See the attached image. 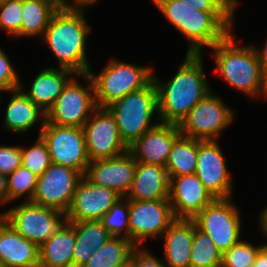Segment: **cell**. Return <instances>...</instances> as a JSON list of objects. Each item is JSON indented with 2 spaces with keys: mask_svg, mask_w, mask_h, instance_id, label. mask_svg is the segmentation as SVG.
Listing matches in <instances>:
<instances>
[{
  "mask_svg": "<svg viewBox=\"0 0 267 267\" xmlns=\"http://www.w3.org/2000/svg\"><path fill=\"white\" fill-rule=\"evenodd\" d=\"M202 57L203 54L186 53L179 70L166 83L153 73L160 122L180 125L191 109L211 91Z\"/></svg>",
  "mask_w": 267,
  "mask_h": 267,
  "instance_id": "cell-1",
  "label": "cell"
},
{
  "mask_svg": "<svg viewBox=\"0 0 267 267\" xmlns=\"http://www.w3.org/2000/svg\"><path fill=\"white\" fill-rule=\"evenodd\" d=\"M189 41L186 53L202 54L233 31L235 11H199L181 0H151Z\"/></svg>",
  "mask_w": 267,
  "mask_h": 267,
  "instance_id": "cell-2",
  "label": "cell"
},
{
  "mask_svg": "<svg viewBox=\"0 0 267 267\" xmlns=\"http://www.w3.org/2000/svg\"><path fill=\"white\" fill-rule=\"evenodd\" d=\"M84 10L59 8L52 16L42 40L59 63L76 77L91 69L87 60V36L91 31Z\"/></svg>",
  "mask_w": 267,
  "mask_h": 267,
  "instance_id": "cell-3",
  "label": "cell"
},
{
  "mask_svg": "<svg viewBox=\"0 0 267 267\" xmlns=\"http://www.w3.org/2000/svg\"><path fill=\"white\" fill-rule=\"evenodd\" d=\"M232 31L211 50L216 72L225 81L250 97L267 98V76L253 45H236Z\"/></svg>",
  "mask_w": 267,
  "mask_h": 267,
  "instance_id": "cell-4",
  "label": "cell"
},
{
  "mask_svg": "<svg viewBox=\"0 0 267 267\" xmlns=\"http://www.w3.org/2000/svg\"><path fill=\"white\" fill-rule=\"evenodd\" d=\"M106 108L115 117L120 137L128 147L160 123L159 120L155 124L151 123L152 116L159 114L157 88L153 80L144 88L127 94Z\"/></svg>",
  "mask_w": 267,
  "mask_h": 267,
  "instance_id": "cell-5",
  "label": "cell"
},
{
  "mask_svg": "<svg viewBox=\"0 0 267 267\" xmlns=\"http://www.w3.org/2000/svg\"><path fill=\"white\" fill-rule=\"evenodd\" d=\"M150 66L130 64L118 59L110 60L99 74L89 70L97 106L106 108L129 93L138 91L153 80Z\"/></svg>",
  "mask_w": 267,
  "mask_h": 267,
  "instance_id": "cell-6",
  "label": "cell"
},
{
  "mask_svg": "<svg viewBox=\"0 0 267 267\" xmlns=\"http://www.w3.org/2000/svg\"><path fill=\"white\" fill-rule=\"evenodd\" d=\"M0 216L22 237L39 247L66 222L64 212L31 201L19 203Z\"/></svg>",
  "mask_w": 267,
  "mask_h": 267,
  "instance_id": "cell-7",
  "label": "cell"
},
{
  "mask_svg": "<svg viewBox=\"0 0 267 267\" xmlns=\"http://www.w3.org/2000/svg\"><path fill=\"white\" fill-rule=\"evenodd\" d=\"M88 82V88L74 77L64 86L53 106L46 113V122L58 126L81 127L98 108L91 76L79 75Z\"/></svg>",
  "mask_w": 267,
  "mask_h": 267,
  "instance_id": "cell-8",
  "label": "cell"
},
{
  "mask_svg": "<svg viewBox=\"0 0 267 267\" xmlns=\"http://www.w3.org/2000/svg\"><path fill=\"white\" fill-rule=\"evenodd\" d=\"M233 111L211 90L181 122V135L201 141L217 140L221 131L234 122Z\"/></svg>",
  "mask_w": 267,
  "mask_h": 267,
  "instance_id": "cell-9",
  "label": "cell"
},
{
  "mask_svg": "<svg viewBox=\"0 0 267 267\" xmlns=\"http://www.w3.org/2000/svg\"><path fill=\"white\" fill-rule=\"evenodd\" d=\"M240 215L231 197L214 199L193 220L223 254L241 239Z\"/></svg>",
  "mask_w": 267,
  "mask_h": 267,
  "instance_id": "cell-10",
  "label": "cell"
},
{
  "mask_svg": "<svg viewBox=\"0 0 267 267\" xmlns=\"http://www.w3.org/2000/svg\"><path fill=\"white\" fill-rule=\"evenodd\" d=\"M39 136L46 143L53 163L85 175L90 161L83 128L58 126L45 121Z\"/></svg>",
  "mask_w": 267,
  "mask_h": 267,
  "instance_id": "cell-11",
  "label": "cell"
},
{
  "mask_svg": "<svg viewBox=\"0 0 267 267\" xmlns=\"http://www.w3.org/2000/svg\"><path fill=\"white\" fill-rule=\"evenodd\" d=\"M175 220L169 199L129 200V240L136 247L145 239L160 238Z\"/></svg>",
  "mask_w": 267,
  "mask_h": 267,
  "instance_id": "cell-12",
  "label": "cell"
},
{
  "mask_svg": "<svg viewBox=\"0 0 267 267\" xmlns=\"http://www.w3.org/2000/svg\"><path fill=\"white\" fill-rule=\"evenodd\" d=\"M83 130L89 161L114 158L128 151L115 117L107 108L98 107L85 122Z\"/></svg>",
  "mask_w": 267,
  "mask_h": 267,
  "instance_id": "cell-13",
  "label": "cell"
},
{
  "mask_svg": "<svg viewBox=\"0 0 267 267\" xmlns=\"http://www.w3.org/2000/svg\"><path fill=\"white\" fill-rule=\"evenodd\" d=\"M82 177L78 171L52 162L48 169L38 176L31 202L66 214Z\"/></svg>",
  "mask_w": 267,
  "mask_h": 267,
  "instance_id": "cell-14",
  "label": "cell"
},
{
  "mask_svg": "<svg viewBox=\"0 0 267 267\" xmlns=\"http://www.w3.org/2000/svg\"><path fill=\"white\" fill-rule=\"evenodd\" d=\"M217 140H198V161L195 174L215 199L231 198L232 178Z\"/></svg>",
  "mask_w": 267,
  "mask_h": 267,
  "instance_id": "cell-15",
  "label": "cell"
},
{
  "mask_svg": "<svg viewBox=\"0 0 267 267\" xmlns=\"http://www.w3.org/2000/svg\"><path fill=\"white\" fill-rule=\"evenodd\" d=\"M121 198L116 191L98 186L83 176L66 213V222L100 220Z\"/></svg>",
  "mask_w": 267,
  "mask_h": 267,
  "instance_id": "cell-16",
  "label": "cell"
},
{
  "mask_svg": "<svg viewBox=\"0 0 267 267\" xmlns=\"http://www.w3.org/2000/svg\"><path fill=\"white\" fill-rule=\"evenodd\" d=\"M136 167V160L127 151L114 158L90 161L84 176L90 182L112 189L125 197L131 189Z\"/></svg>",
  "mask_w": 267,
  "mask_h": 267,
  "instance_id": "cell-17",
  "label": "cell"
},
{
  "mask_svg": "<svg viewBox=\"0 0 267 267\" xmlns=\"http://www.w3.org/2000/svg\"><path fill=\"white\" fill-rule=\"evenodd\" d=\"M214 199L195 173L170 178L169 202L176 219H194Z\"/></svg>",
  "mask_w": 267,
  "mask_h": 267,
  "instance_id": "cell-18",
  "label": "cell"
},
{
  "mask_svg": "<svg viewBox=\"0 0 267 267\" xmlns=\"http://www.w3.org/2000/svg\"><path fill=\"white\" fill-rule=\"evenodd\" d=\"M180 135L179 125L160 122L135 140L128 152L136 162L165 167L171 147Z\"/></svg>",
  "mask_w": 267,
  "mask_h": 267,
  "instance_id": "cell-19",
  "label": "cell"
},
{
  "mask_svg": "<svg viewBox=\"0 0 267 267\" xmlns=\"http://www.w3.org/2000/svg\"><path fill=\"white\" fill-rule=\"evenodd\" d=\"M2 267H39V246L22 237L0 216Z\"/></svg>",
  "mask_w": 267,
  "mask_h": 267,
  "instance_id": "cell-20",
  "label": "cell"
},
{
  "mask_svg": "<svg viewBox=\"0 0 267 267\" xmlns=\"http://www.w3.org/2000/svg\"><path fill=\"white\" fill-rule=\"evenodd\" d=\"M170 179L165 167L137 162L134 180L125 196L128 200L169 199Z\"/></svg>",
  "mask_w": 267,
  "mask_h": 267,
  "instance_id": "cell-21",
  "label": "cell"
},
{
  "mask_svg": "<svg viewBox=\"0 0 267 267\" xmlns=\"http://www.w3.org/2000/svg\"><path fill=\"white\" fill-rule=\"evenodd\" d=\"M72 74L74 75L67 69L46 67L39 71L28 91L25 92L22 81L19 88L35 105L47 113L72 78Z\"/></svg>",
  "mask_w": 267,
  "mask_h": 267,
  "instance_id": "cell-22",
  "label": "cell"
},
{
  "mask_svg": "<svg viewBox=\"0 0 267 267\" xmlns=\"http://www.w3.org/2000/svg\"><path fill=\"white\" fill-rule=\"evenodd\" d=\"M195 221L176 219L162 235L165 267H190Z\"/></svg>",
  "mask_w": 267,
  "mask_h": 267,
  "instance_id": "cell-23",
  "label": "cell"
},
{
  "mask_svg": "<svg viewBox=\"0 0 267 267\" xmlns=\"http://www.w3.org/2000/svg\"><path fill=\"white\" fill-rule=\"evenodd\" d=\"M9 92L11 96L5 111L3 128L9 132L25 133L41 121L39 136L46 121V113L35 105L20 88Z\"/></svg>",
  "mask_w": 267,
  "mask_h": 267,
  "instance_id": "cell-24",
  "label": "cell"
},
{
  "mask_svg": "<svg viewBox=\"0 0 267 267\" xmlns=\"http://www.w3.org/2000/svg\"><path fill=\"white\" fill-rule=\"evenodd\" d=\"M74 228L65 222L39 247V267H73Z\"/></svg>",
  "mask_w": 267,
  "mask_h": 267,
  "instance_id": "cell-25",
  "label": "cell"
},
{
  "mask_svg": "<svg viewBox=\"0 0 267 267\" xmlns=\"http://www.w3.org/2000/svg\"><path fill=\"white\" fill-rule=\"evenodd\" d=\"M59 8L60 4L54 0H22L21 36L43 37Z\"/></svg>",
  "mask_w": 267,
  "mask_h": 267,
  "instance_id": "cell-26",
  "label": "cell"
},
{
  "mask_svg": "<svg viewBox=\"0 0 267 267\" xmlns=\"http://www.w3.org/2000/svg\"><path fill=\"white\" fill-rule=\"evenodd\" d=\"M198 161V140L180 135L173 143L165 168L171 177L194 174Z\"/></svg>",
  "mask_w": 267,
  "mask_h": 267,
  "instance_id": "cell-27",
  "label": "cell"
},
{
  "mask_svg": "<svg viewBox=\"0 0 267 267\" xmlns=\"http://www.w3.org/2000/svg\"><path fill=\"white\" fill-rule=\"evenodd\" d=\"M137 247L124 237L111 236L82 267H121L130 261Z\"/></svg>",
  "mask_w": 267,
  "mask_h": 267,
  "instance_id": "cell-28",
  "label": "cell"
},
{
  "mask_svg": "<svg viewBox=\"0 0 267 267\" xmlns=\"http://www.w3.org/2000/svg\"><path fill=\"white\" fill-rule=\"evenodd\" d=\"M222 253L210 237L195 222L190 252V267H221Z\"/></svg>",
  "mask_w": 267,
  "mask_h": 267,
  "instance_id": "cell-29",
  "label": "cell"
},
{
  "mask_svg": "<svg viewBox=\"0 0 267 267\" xmlns=\"http://www.w3.org/2000/svg\"><path fill=\"white\" fill-rule=\"evenodd\" d=\"M68 223L74 228V247L92 248L96 251L111 237L99 220Z\"/></svg>",
  "mask_w": 267,
  "mask_h": 267,
  "instance_id": "cell-30",
  "label": "cell"
},
{
  "mask_svg": "<svg viewBox=\"0 0 267 267\" xmlns=\"http://www.w3.org/2000/svg\"><path fill=\"white\" fill-rule=\"evenodd\" d=\"M99 221L111 236L129 239V200L119 199Z\"/></svg>",
  "mask_w": 267,
  "mask_h": 267,
  "instance_id": "cell-31",
  "label": "cell"
},
{
  "mask_svg": "<svg viewBox=\"0 0 267 267\" xmlns=\"http://www.w3.org/2000/svg\"><path fill=\"white\" fill-rule=\"evenodd\" d=\"M38 176L22 165L8 176V203L27 195L26 201H32Z\"/></svg>",
  "mask_w": 267,
  "mask_h": 267,
  "instance_id": "cell-32",
  "label": "cell"
},
{
  "mask_svg": "<svg viewBox=\"0 0 267 267\" xmlns=\"http://www.w3.org/2000/svg\"><path fill=\"white\" fill-rule=\"evenodd\" d=\"M22 166L41 176L51 165L48 147L40 136L30 148L21 146Z\"/></svg>",
  "mask_w": 267,
  "mask_h": 267,
  "instance_id": "cell-33",
  "label": "cell"
},
{
  "mask_svg": "<svg viewBox=\"0 0 267 267\" xmlns=\"http://www.w3.org/2000/svg\"><path fill=\"white\" fill-rule=\"evenodd\" d=\"M240 240L222 254L221 267H251L259 249L263 246Z\"/></svg>",
  "mask_w": 267,
  "mask_h": 267,
  "instance_id": "cell-34",
  "label": "cell"
},
{
  "mask_svg": "<svg viewBox=\"0 0 267 267\" xmlns=\"http://www.w3.org/2000/svg\"><path fill=\"white\" fill-rule=\"evenodd\" d=\"M22 0H0V29L21 36Z\"/></svg>",
  "mask_w": 267,
  "mask_h": 267,
  "instance_id": "cell-35",
  "label": "cell"
},
{
  "mask_svg": "<svg viewBox=\"0 0 267 267\" xmlns=\"http://www.w3.org/2000/svg\"><path fill=\"white\" fill-rule=\"evenodd\" d=\"M16 69L12 66L8 54L0 48V90L9 92L18 89L21 84Z\"/></svg>",
  "mask_w": 267,
  "mask_h": 267,
  "instance_id": "cell-36",
  "label": "cell"
},
{
  "mask_svg": "<svg viewBox=\"0 0 267 267\" xmlns=\"http://www.w3.org/2000/svg\"><path fill=\"white\" fill-rule=\"evenodd\" d=\"M21 165V146L0 145V174L8 177Z\"/></svg>",
  "mask_w": 267,
  "mask_h": 267,
  "instance_id": "cell-37",
  "label": "cell"
},
{
  "mask_svg": "<svg viewBox=\"0 0 267 267\" xmlns=\"http://www.w3.org/2000/svg\"><path fill=\"white\" fill-rule=\"evenodd\" d=\"M199 11H236L238 0H181Z\"/></svg>",
  "mask_w": 267,
  "mask_h": 267,
  "instance_id": "cell-38",
  "label": "cell"
},
{
  "mask_svg": "<svg viewBox=\"0 0 267 267\" xmlns=\"http://www.w3.org/2000/svg\"><path fill=\"white\" fill-rule=\"evenodd\" d=\"M129 262L133 267H165L164 261L142 247H137L133 251Z\"/></svg>",
  "mask_w": 267,
  "mask_h": 267,
  "instance_id": "cell-39",
  "label": "cell"
},
{
  "mask_svg": "<svg viewBox=\"0 0 267 267\" xmlns=\"http://www.w3.org/2000/svg\"><path fill=\"white\" fill-rule=\"evenodd\" d=\"M92 248L74 247L73 249V267H82L93 255Z\"/></svg>",
  "mask_w": 267,
  "mask_h": 267,
  "instance_id": "cell-40",
  "label": "cell"
},
{
  "mask_svg": "<svg viewBox=\"0 0 267 267\" xmlns=\"http://www.w3.org/2000/svg\"><path fill=\"white\" fill-rule=\"evenodd\" d=\"M97 1L99 0H62L60 8L85 10L86 8L84 7H88L89 5L95 4Z\"/></svg>",
  "mask_w": 267,
  "mask_h": 267,
  "instance_id": "cell-41",
  "label": "cell"
},
{
  "mask_svg": "<svg viewBox=\"0 0 267 267\" xmlns=\"http://www.w3.org/2000/svg\"><path fill=\"white\" fill-rule=\"evenodd\" d=\"M8 203V177L0 174V206Z\"/></svg>",
  "mask_w": 267,
  "mask_h": 267,
  "instance_id": "cell-42",
  "label": "cell"
},
{
  "mask_svg": "<svg viewBox=\"0 0 267 267\" xmlns=\"http://www.w3.org/2000/svg\"><path fill=\"white\" fill-rule=\"evenodd\" d=\"M251 267H267V245L264 244L258 251L255 262Z\"/></svg>",
  "mask_w": 267,
  "mask_h": 267,
  "instance_id": "cell-43",
  "label": "cell"
},
{
  "mask_svg": "<svg viewBox=\"0 0 267 267\" xmlns=\"http://www.w3.org/2000/svg\"><path fill=\"white\" fill-rule=\"evenodd\" d=\"M254 48L260 61L262 71L267 76V41L265 45L261 48V50L258 48L256 49V47Z\"/></svg>",
  "mask_w": 267,
  "mask_h": 267,
  "instance_id": "cell-44",
  "label": "cell"
},
{
  "mask_svg": "<svg viewBox=\"0 0 267 267\" xmlns=\"http://www.w3.org/2000/svg\"><path fill=\"white\" fill-rule=\"evenodd\" d=\"M259 226L264 235H267V207L260 213Z\"/></svg>",
  "mask_w": 267,
  "mask_h": 267,
  "instance_id": "cell-45",
  "label": "cell"
},
{
  "mask_svg": "<svg viewBox=\"0 0 267 267\" xmlns=\"http://www.w3.org/2000/svg\"><path fill=\"white\" fill-rule=\"evenodd\" d=\"M121 267H133L132 264L130 262H128L127 264L121 266Z\"/></svg>",
  "mask_w": 267,
  "mask_h": 267,
  "instance_id": "cell-46",
  "label": "cell"
},
{
  "mask_svg": "<svg viewBox=\"0 0 267 267\" xmlns=\"http://www.w3.org/2000/svg\"><path fill=\"white\" fill-rule=\"evenodd\" d=\"M55 2H57L58 4H61L62 0H54Z\"/></svg>",
  "mask_w": 267,
  "mask_h": 267,
  "instance_id": "cell-47",
  "label": "cell"
}]
</instances>
